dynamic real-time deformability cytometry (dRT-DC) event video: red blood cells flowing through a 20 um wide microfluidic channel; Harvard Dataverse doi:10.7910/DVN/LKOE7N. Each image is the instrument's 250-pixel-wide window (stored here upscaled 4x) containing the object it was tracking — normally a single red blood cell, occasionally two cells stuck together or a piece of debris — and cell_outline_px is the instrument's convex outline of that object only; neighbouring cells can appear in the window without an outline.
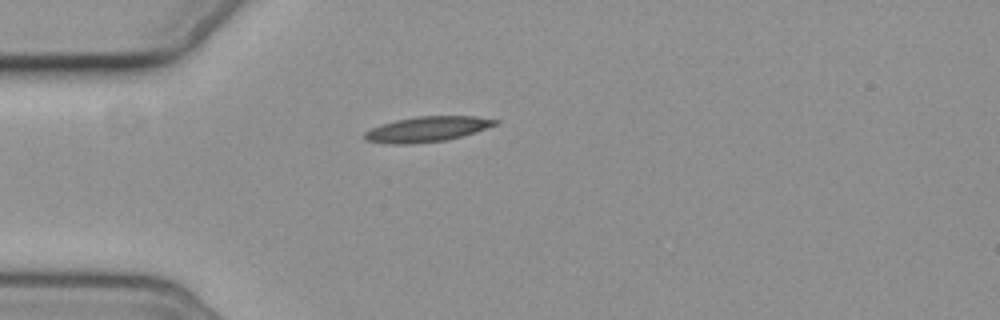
{"species": "common noctule bat (a hibernating species)", "species_latin": "Nyctalus noctula", "temperature_condition": "cold", "stored_images_in_passage": 1, "camera_frame_rate_fps": 3000, "um_per_image_px": 0.085, "animal": {"sex": "female", "body_mass_g": 19.3, "forearm_length_mm": 54.1}, "frame": {"image": 1, "passage_image": 1, "time_ms": 0.0, "image_size_px": [1000, 320], "cell_outline_px": [[500, 124], [476, 132], [448, 140], [412, 144], [388, 144], [364, 140], [364, 132], [380, 124], [396, 120], [416, 116], [476, 116], [500, 120]], "centroid_in_image_um": [36.34, 10.98], "position_along_channel_um": 48.7, "area_um2": 19.54}}